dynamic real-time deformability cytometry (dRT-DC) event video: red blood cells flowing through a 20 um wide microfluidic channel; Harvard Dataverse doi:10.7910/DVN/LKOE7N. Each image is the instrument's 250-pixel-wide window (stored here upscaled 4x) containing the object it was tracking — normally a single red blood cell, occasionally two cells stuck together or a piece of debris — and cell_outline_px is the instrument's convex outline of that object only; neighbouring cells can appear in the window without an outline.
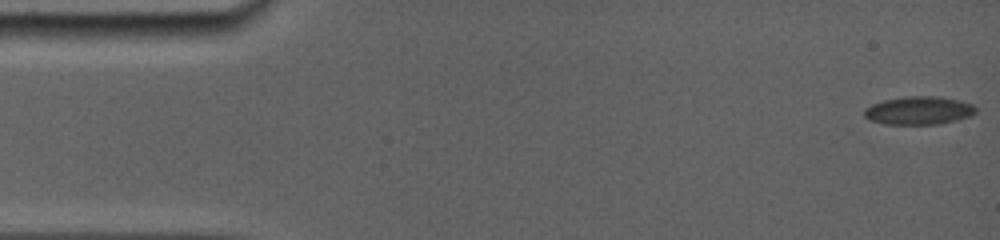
{"species": "common noctule bat (a hibernating species)", "species_latin": "Nyctalus noctula", "temperature_condition": "room temperature", "stored_images_in_passage": 10, "camera_frame_rate_fps": 5000, "um_per_image_px": 0.085, "animal": {"sex": "female", "body_mass_g": 19.0, "forearm_length_mm": 56.7}, "frame": {"image": 1, "passage_image": 1, "time_ms": 0.0, "image_size_px": [1000, 240], "cell_outline_px": [[976, 112], [968, 116], [952, 120], [932, 124], [888, 124], [872, 120], [864, 116], [864, 108], [872, 104], [884, 100], [908, 96], [936, 96], [956, 100], [972, 104], [976, 108]], "centroid_in_image_um": [78.05, 9.38], "position_along_channel_um": 6.9, "area_um2": 17.8}}
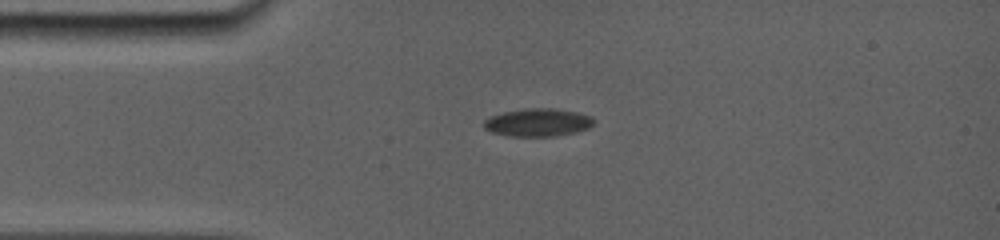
{"frame": {"image": 2, "passage_image": 9, "time_ms": 3.8, "image_size_px": [1000, 240], "cell_outline_px": [[592, 124], [588, 128], [568, 132], [544, 136], [520, 136], [496, 132], [484, 128], [484, 120], [492, 116], [504, 112], [528, 108], [552, 108], [572, 112], [588, 116], [592, 120]], "centroid_in_image_um": [45.66, 10.38], "position_along_channel_um": 39.3, "area_um2": 16.76}}